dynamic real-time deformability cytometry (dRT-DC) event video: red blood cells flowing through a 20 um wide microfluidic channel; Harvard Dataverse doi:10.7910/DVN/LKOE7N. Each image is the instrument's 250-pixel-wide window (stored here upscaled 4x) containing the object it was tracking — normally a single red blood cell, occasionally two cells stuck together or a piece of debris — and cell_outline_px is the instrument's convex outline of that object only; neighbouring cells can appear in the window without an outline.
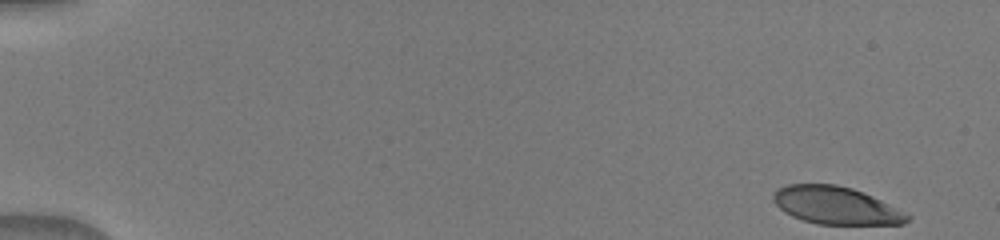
{"species": "human", "species_latin": "Homo sapiens", "temperature_condition": "warm", "stored_images_in_passage": 49, "camera_frame_rate_fps": 3000, "um_per_image_px": 0.085, "donor": {"sex": "male"}, "frame": {"image": 1, "passage_image": 1, "time_ms": 0.0, "image_size_px": [1000, 240], "cell_outline_px": [[912, 216], [904, 224], [816, 224], [792, 216], [784, 212], [772, 200], [772, 196], [780, 188], [788, 184], [836, 184], [852, 188], [864, 192], [908, 212]], "centroid_in_image_um": [71.11, 17.46], "position_along_channel_um": 13.9, "area_um2": 29.48}}
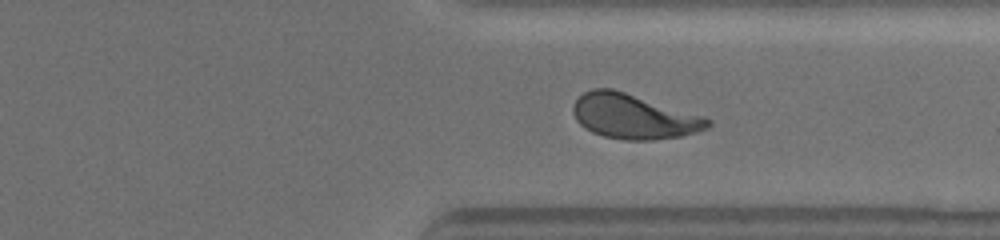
{"frame": {"image": 2, "passage_image": 38, "time_ms": 12.333, "image_size_px": [1000, 240], "cell_outline_px": [[712, 124], [708, 128], [696, 132], [680, 136], [652, 140], [624, 140], [604, 136], [592, 132], [584, 128], [576, 120], [572, 112], [572, 104], [584, 92], [592, 88], [612, 88], [704, 116], [712, 120]], "centroid_in_image_um": [53.85, 9.9], "position_along_channel_um": 357.6, "area_um2": 35.2}}
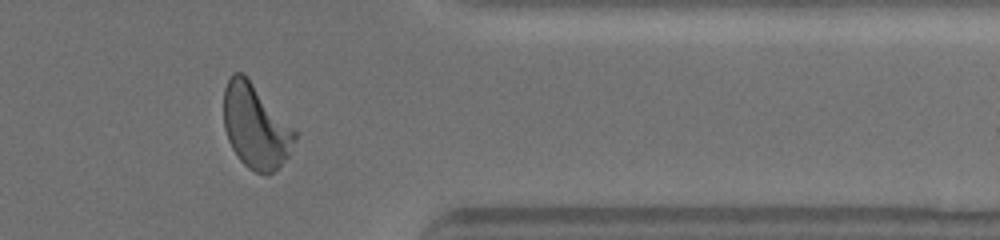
{"frame": {"image": 3, "passage_image": 41, "time_ms": 13.333, "image_size_px": [1000, 240], "cell_outline_px": [[296, 140], [288, 156], [268, 176], [264, 176], [248, 168], [240, 160], [232, 148], [228, 140], [224, 128], [224, 88], [232, 72], [244, 72], [296, 132]], "centroid_in_image_um": [21.7, 10.73], "position_along_channel_um": 389.7, "area_um2": 34.74}}